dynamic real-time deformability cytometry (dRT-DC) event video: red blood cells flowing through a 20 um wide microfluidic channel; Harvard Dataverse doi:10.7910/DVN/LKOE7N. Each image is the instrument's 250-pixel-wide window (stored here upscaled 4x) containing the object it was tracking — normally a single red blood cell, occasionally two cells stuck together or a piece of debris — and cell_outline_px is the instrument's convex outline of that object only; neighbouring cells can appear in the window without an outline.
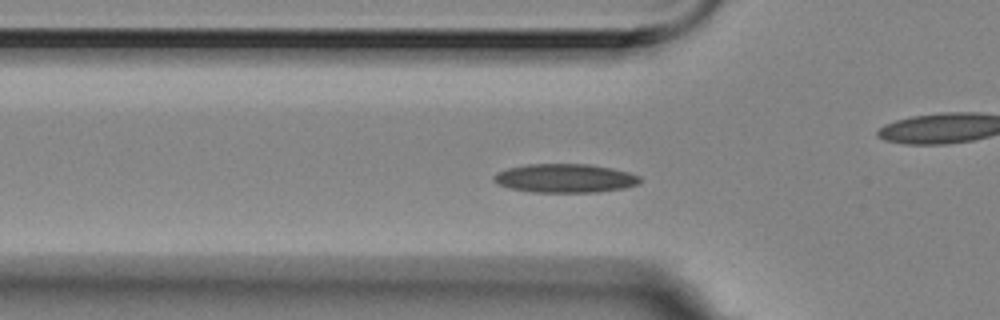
{"species": "Egyptian fruit bat (a non-hibernating species)", "species_latin": "Rousettus aegyptiacus", "temperature_condition": "room temperature", "stored_images_in_passage": 54, "camera_frame_rate_fps": 3000, "um_per_image_px": 0.085, "animal": {"sex": "female"}, "frame": {"image": 1, "passage_image": 15, "time_ms": 4.667, "image_size_px": [1000, 320], "cell_outline_px": [[640, 184], [624, 188], [596, 192], [532, 192], [512, 188], [496, 184], [492, 180], [492, 176], [496, 172], [508, 168], [528, 164], [588, 164], [612, 168], [628, 172], [640, 176]], "centroid_in_image_um": [48.01, 15.15], "position_along_channel_um": 77.8, "area_um2": 24.57}}
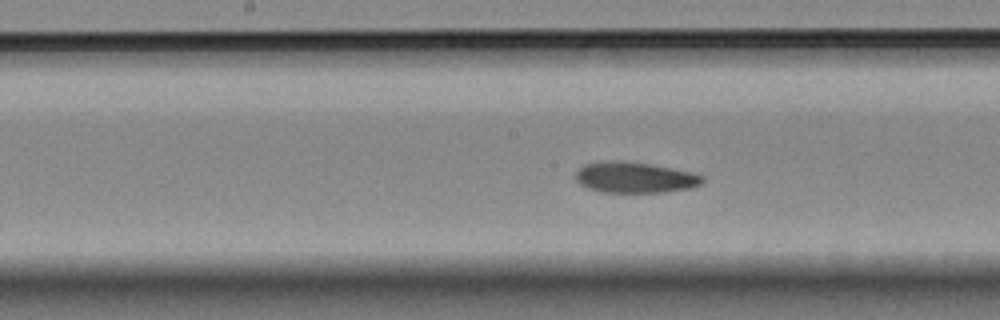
{"frame": {"image": 2, "passage_image": 25, "time_ms": 8.0, "image_size_px": [1000, 320], "cell_outline_px": [[704, 180], [700, 184], [688, 188], [664, 192], [604, 192], [588, 188], [580, 184], [576, 180], [576, 172], [584, 164], [612, 160], [648, 164], [692, 172], [704, 176]], "centroid_in_image_um": [53.95, 15.09], "position_along_channel_um": 194.3, "area_um2": 22.43}}
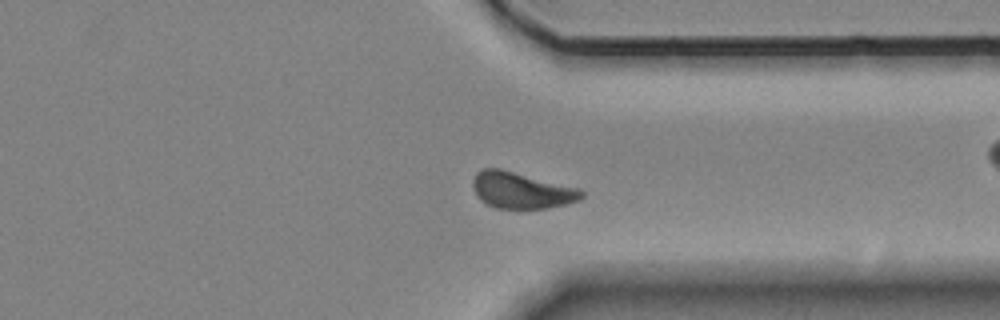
{"frame": {"image": 3, "passage_image": 40, "time_ms": 13.0, "image_size_px": [1000, 320], "cell_outline_px": [[584, 196], [580, 200], [564, 204], [544, 208], [496, 208], [480, 200], [476, 196], [472, 184], [472, 180], [476, 172], [484, 168], [500, 168], [580, 188], [584, 192]], "centroid_in_image_um": [44.31, 16.16], "position_along_channel_um": 367.1, "area_um2": 23.06}, "authors_computed_cell_mechanics": {"area_um2": 22.8599, "velocity_mm_per_s": 3.4742, "shape_relaxation_time_tau1_ms": 5.4777, "shape_relaxation_time_tau2_ms": null, "deformation_change_tau1": 0.1172, "deformation_change_tau2": null}}